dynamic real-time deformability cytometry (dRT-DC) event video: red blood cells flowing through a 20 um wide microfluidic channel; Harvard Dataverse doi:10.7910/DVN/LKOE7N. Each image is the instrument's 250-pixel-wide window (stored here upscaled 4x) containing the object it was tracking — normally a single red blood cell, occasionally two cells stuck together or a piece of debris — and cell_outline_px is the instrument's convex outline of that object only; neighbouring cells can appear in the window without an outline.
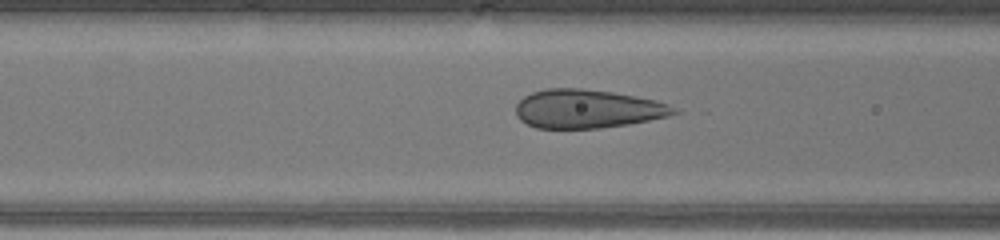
{"species": "human", "species_latin": "Homo sapiens", "temperature_condition": "warm", "stored_images_in_passage": 12, "camera_frame_rate_fps": 3000, "um_per_image_px": 0.085, "donor": {"sex": "male"}, "frame": {"image": 1, "passage_image": 10, "time_ms": 3.0, "image_size_px": [1000, 240], "cell_outline_px": [[680, 112], [668, 116], [628, 124], [600, 128], [536, 128], [520, 120], [516, 116], [516, 104], [524, 96], [532, 92], [544, 88], [584, 88], [612, 92], [636, 96], [656, 100], [668, 104], [676, 108]], "centroid_in_image_um": [49.91, 9.24], "position_along_channel_um": 116.7, "area_um2": 35.72}}